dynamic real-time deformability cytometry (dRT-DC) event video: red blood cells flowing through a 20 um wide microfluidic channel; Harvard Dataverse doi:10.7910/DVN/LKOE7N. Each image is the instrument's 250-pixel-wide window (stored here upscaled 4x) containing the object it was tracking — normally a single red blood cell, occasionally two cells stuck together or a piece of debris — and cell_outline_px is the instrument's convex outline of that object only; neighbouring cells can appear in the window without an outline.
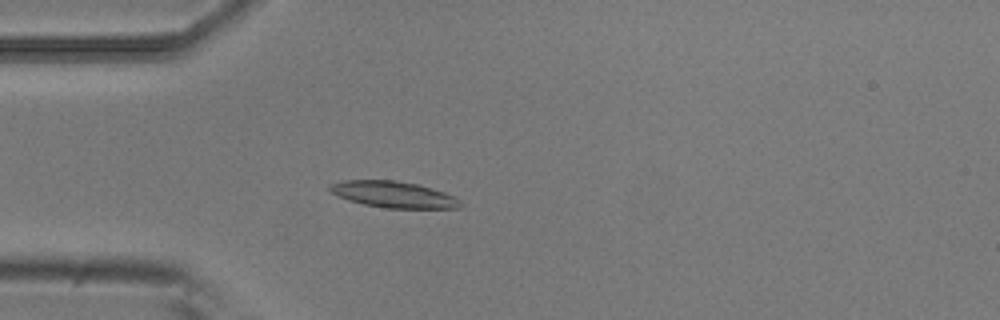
{"species": "common noctule bat (a hibernating species)", "species_latin": "Nyctalus noctula", "temperature_condition": "room temperature", "stored_images_in_passage": 4, "camera_frame_rate_fps": 3000, "um_per_image_px": 0.085, "animal": {"sex": "male", "body_mass_g": 20.5, "forearm_length_mm": 52.5}, "frame": {"image": 1, "passage_image": 4, "time_ms": 1.0, "image_size_px": [1000, 320], "cell_outline_px": [[464, 204], [460, 208], [384, 208], [364, 204], [348, 200], [332, 192], [328, 188], [328, 184], [340, 180], [392, 180], [420, 184], [444, 192], [460, 200]], "centroid_in_image_um": [33.45, 16.52], "position_along_channel_um": 51.5, "area_um2": 20.11}}